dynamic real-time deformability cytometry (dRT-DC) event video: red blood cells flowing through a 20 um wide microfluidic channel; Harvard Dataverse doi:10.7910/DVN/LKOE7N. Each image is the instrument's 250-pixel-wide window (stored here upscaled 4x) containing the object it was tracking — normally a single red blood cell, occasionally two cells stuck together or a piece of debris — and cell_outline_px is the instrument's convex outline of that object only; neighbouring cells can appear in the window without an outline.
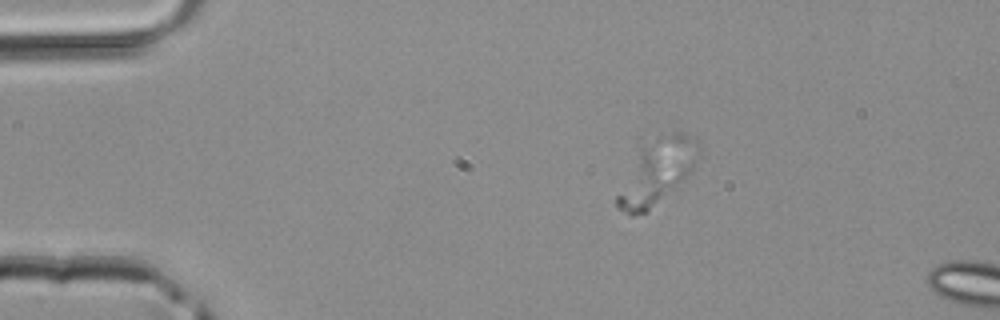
{"species": "common noctule bat (a hibernating species)", "species_latin": "Nyctalus noctula", "temperature_condition": "room temperature", "stored_images_in_passage": 3, "camera_frame_rate_fps": 3000, "um_per_image_px": 0.085, "animal": {"sex": "male", "body_mass_g": 20.4}, "frame": {"image": 1, "passage_image": 3, "time_ms": 0.667, "image_size_px": [1000, 320], "cell_outline_px": [[696, 160], [692, 172], [684, 180], [648, 212], [632, 216], [616, 208], [616, 196], [640, 148], [648, 144], [696, 156]], "centroid_in_image_um": [55.48, 15.17], "position_along_channel_um": 29.5, "area_um2": 24.91}}